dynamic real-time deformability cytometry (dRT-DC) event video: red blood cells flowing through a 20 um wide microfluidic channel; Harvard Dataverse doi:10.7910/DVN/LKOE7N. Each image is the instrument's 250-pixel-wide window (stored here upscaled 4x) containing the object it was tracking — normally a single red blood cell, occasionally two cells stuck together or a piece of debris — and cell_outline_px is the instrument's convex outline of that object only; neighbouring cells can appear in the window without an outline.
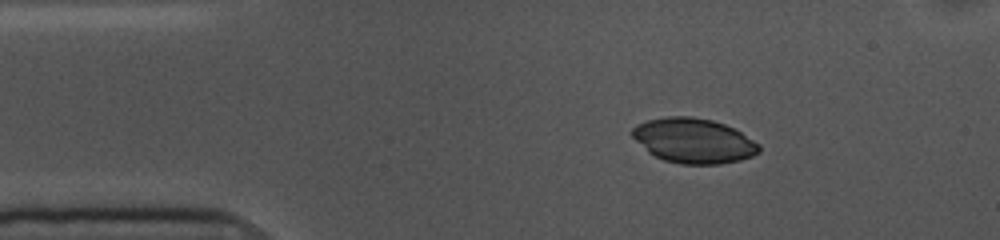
{"species": "common noctule bat (a hibernating species)", "species_latin": "Nyctalus noctula", "temperature_condition": "cold", "stored_images_in_passage": 47, "camera_frame_rate_fps": 3000, "um_per_image_px": 0.085, "animal": {"sex": "female", "body_mass_g": 10.0, "forearm_length_mm": 53.1}, "frame": {"image": 1, "passage_image": 1, "time_ms": 0.0, "image_size_px": [1000, 240], "cell_outline_px": [[760, 152], [752, 156], [740, 160], [720, 164], [680, 164], [664, 160], [648, 152], [632, 136], [632, 128], [636, 124], [648, 120], [668, 116], [692, 116], [712, 120], [724, 124], [740, 132], [760, 144]], "centroid_in_image_um": [58.96, 11.96], "position_along_channel_um": 26.0, "area_um2": 33.06}}